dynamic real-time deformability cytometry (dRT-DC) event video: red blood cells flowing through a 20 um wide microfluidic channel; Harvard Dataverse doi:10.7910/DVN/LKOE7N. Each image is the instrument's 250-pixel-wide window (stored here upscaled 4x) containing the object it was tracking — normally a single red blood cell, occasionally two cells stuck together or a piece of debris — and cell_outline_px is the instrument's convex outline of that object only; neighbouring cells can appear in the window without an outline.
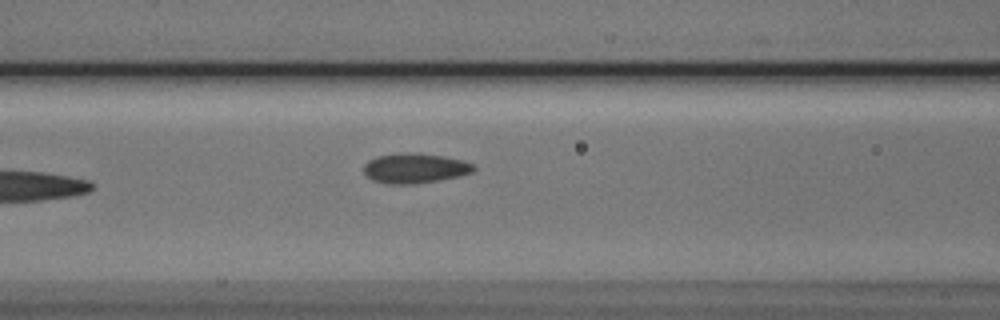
{"species": "Egyptian fruit bat (a non-hibernating species)", "species_latin": "Rousettus aegyptiacus", "temperature_condition": "cold", "stored_images_in_passage": 8, "segment_of_instrument_passage": [1, 2], "camera_frame_rate_fps": 3000, "um_per_image_px": 0.085, "animal": {"sex": "male"}, "frame": {"image": 1, "passage_image": 7, "time_ms": 7.0, "image_size_px": [1000, 320], "cell_outline_px": [[476, 168], [472, 172], [456, 176], [436, 180], [412, 184], [388, 184], [372, 180], [364, 172], [364, 164], [368, 160], [376, 156], [440, 156], [460, 160], [472, 164]], "centroid_in_image_um": [35.22, 14.36], "position_along_channel_um": 131.4, "area_um2": 17.8}}